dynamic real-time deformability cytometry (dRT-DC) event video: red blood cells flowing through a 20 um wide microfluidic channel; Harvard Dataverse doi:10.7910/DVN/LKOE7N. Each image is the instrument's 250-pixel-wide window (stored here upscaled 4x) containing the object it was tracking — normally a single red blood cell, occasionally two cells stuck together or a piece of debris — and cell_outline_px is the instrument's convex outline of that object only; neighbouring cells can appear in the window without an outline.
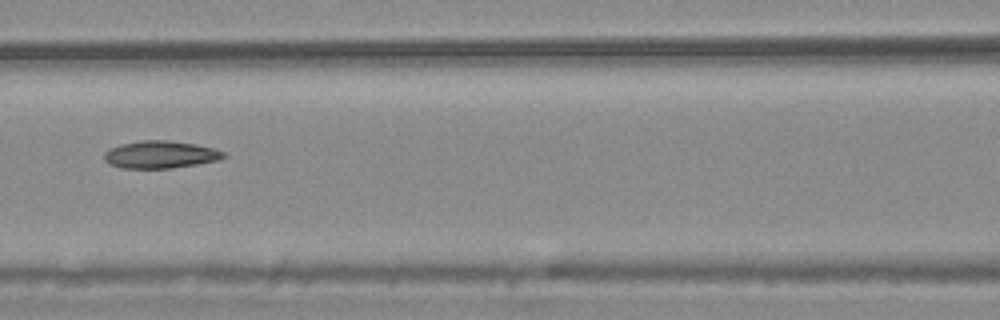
{"species": "common noctule bat (a hibernating species)", "species_latin": "Nyctalus noctula", "temperature_condition": "warm", "stored_images_in_passage": 5, "camera_frame_rate_fps": 3000, "um_per_image_px": 0.085, "animal": {"sex": "male", "body_mass_g": 20.4}, "frame": {"image": 1, "passage_image": 5, "time_ms": 1.333, "image_size_px": [1000, 320], "cell_outline_px": [[224, 156], [216, 160], [196, 164], [172, 168], [120, 168], [108, 164], [104, 160], [104, 152], [120, 144], [140, 140], [168, 140], [196, 144], [212, 148], [224, 152]], "centroid_in_image_um": [13.56, 13.13], "position_along_channel_um": 153.0, "area_um2": 18.96}}